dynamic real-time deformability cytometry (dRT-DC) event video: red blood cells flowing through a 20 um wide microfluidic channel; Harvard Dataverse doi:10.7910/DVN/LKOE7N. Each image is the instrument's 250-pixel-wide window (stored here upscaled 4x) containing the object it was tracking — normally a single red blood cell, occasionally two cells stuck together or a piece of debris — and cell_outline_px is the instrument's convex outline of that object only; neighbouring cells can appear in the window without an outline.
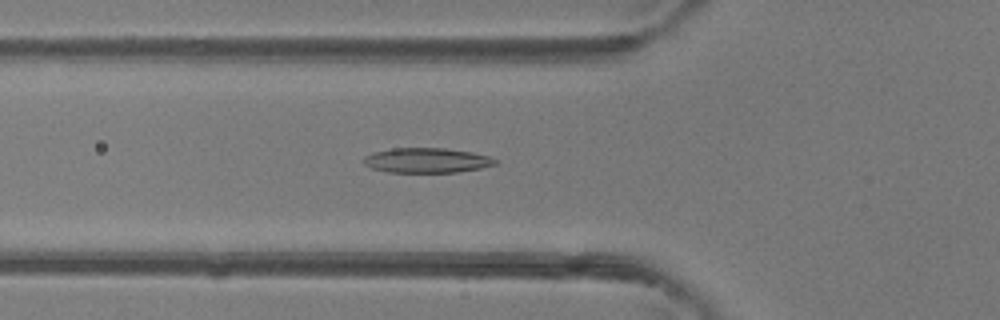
{"species": "common noctule bat (a hibernating species)", "species_latin": "Nyctalus noctula", "temperature_condition": "room temperature", "stored_images_in_passage": 37, "camera_frame_rate_fps": 3000, "um_per_image_px": 0.085, "animal": {"sex": "female"}, "frame": {"image": 1, "passage_image": 7, "time_ms": 2.0, "image_size_px": [1000, 320], "cell_outline_px": [[496, 164], [480, 168], [456, 172], [388, 172], [372, 168], [364, 164], [364, 156], [372, 152], [392, 148], [444, 148], [472, 152], [488, 156], [496, 160]], "centroid_in_image_um": [36.24, 13.62], "position_along_channel_um": 89.6, "area_um2": 18.96}}
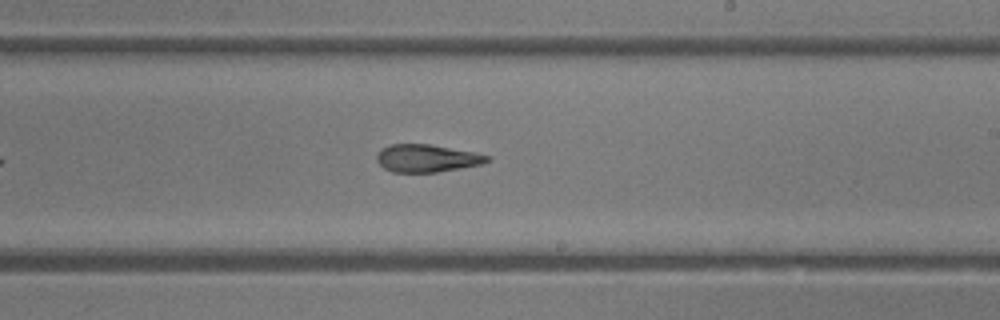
{"frame": {"image": 2, "passage_image": 18, "time_ms": 5.667, "image_size_px": [1000, 320], "cell_outline_px": [[492, 160], [480, 164], [460, 168], [436, 172], [392, 172], [384, 168], [376, 160], [376, 156], [384, 148], [392, 144], [428, 144], [476, 152], [488, 156]], "centroid_in_image_um": [36.29, 13.45], "position_along_channel_um": 252.7, "area_um2": 17.57}}
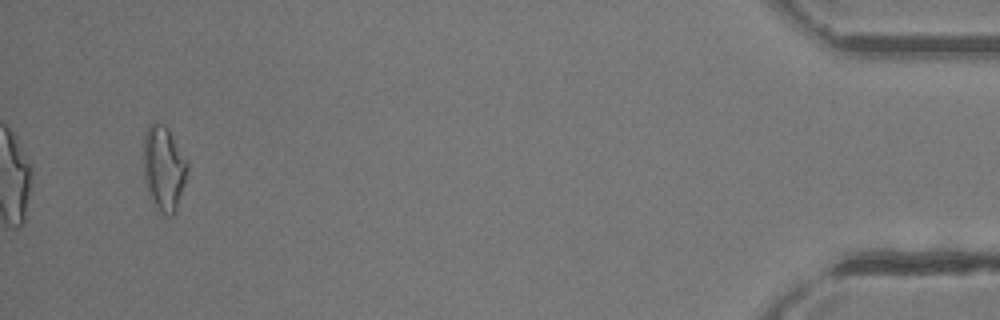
{"frame": {"image": 3, "passage_image": 35, "time_ms": 11.333, "image_size_px": [1000, 320], "cell_outline_px": [[188, 172], [176, 212], [172, 216], [164, 216], [152, 204], [144, 180], [144, 132], [148, 124], [152, 120], [164, 124], [168, 128], [188, 160]], "centroid_in_image_um": [13.92, 14.3], "position_along_channel_um": 421.3, "area_um2": 22.37}, "authors_computed_cell_mechanics": {"area_um2": 18.8428, "velocity_mm_per_s": 4.4405, "shape_relaxation_time_tau1_ms": 7.2283, "shape_relaxation_time_tau2_ms": 2.3321, "deformation_change_tau1": 0.216, "deformation_change_tau2": 0.1104}}